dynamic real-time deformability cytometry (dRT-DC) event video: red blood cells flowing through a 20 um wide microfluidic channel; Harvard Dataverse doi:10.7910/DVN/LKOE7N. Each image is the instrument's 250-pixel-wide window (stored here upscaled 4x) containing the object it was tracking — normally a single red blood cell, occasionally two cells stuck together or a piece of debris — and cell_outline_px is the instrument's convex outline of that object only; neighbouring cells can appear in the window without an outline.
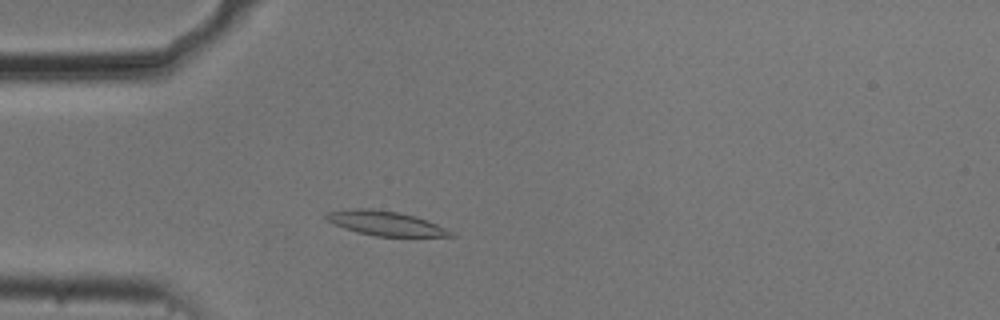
{"species": "common noctule bat (a hibernating species)", "species_latin": "Nyctalus noctula", "temperature_condition": "cold", "stored_images_in_passage": 48, "camera_frame_rate_fps": 3000, "um_per_image_px": 0.085, "animal": {"sex": "male", "body_mass_g": 20.5, "forearm_length_mm": 52.5}, "frame": {"image": 1, "passage_image": 9, "time_ms": 2.667, "image_size_px": [1000, 320], "cell_outline_px": [[456, 236], [376, 236], [344, 228], [328, 220], [324, 216], [324, 212], [352, 208], [372, 208], [400, 212], [428, 220], [456, 232]], "centroid_in_image_um": [32.8, 18.96], "position_along_channel_um": 52.2, "area_um2": 17.8}}
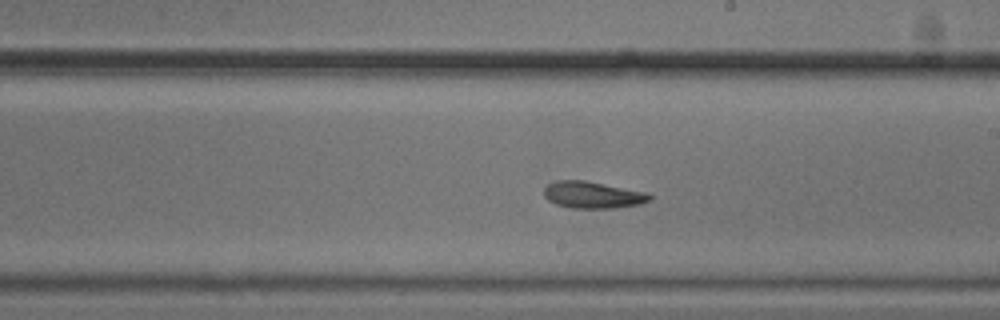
{"frame": {"image": 2, "passage_image": 25, "time_ms": 8.0, "image_size_px": [1000, 320], "cell_outline_px": [[652, 200], [640, 204], [616, 208], [568, 208], [556, 204], [548, 200], [544, 196], [544, 188], [548, 184], [556, 180], [584, 180], [648, 192], [652, 196]], "centroid_in_image_um": [50.4, 16.57], "position_along_channel_um": 238.6, "area_um2": 16.7}}
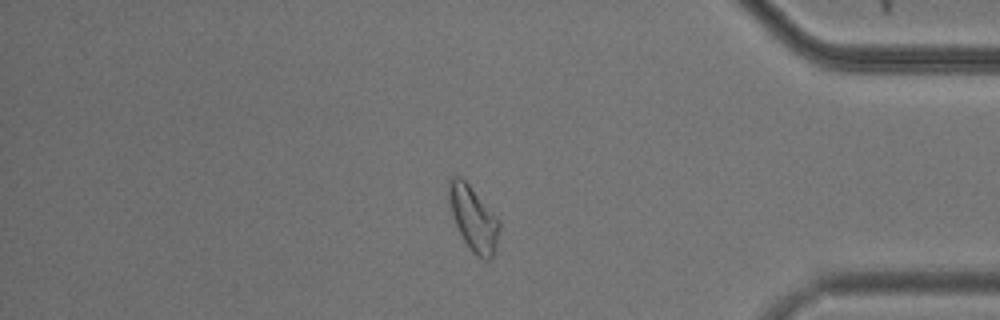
{"frame": {"image": 3, "passage_image": 40, "time_ms": 13.0, "image_size_px": [1000, 320], "cell_outline_px": [[500, 224], [496, 244], [492, 260], [484, 260], [472, 252], [464, 240], [456, 224], [448, 200], [448, 180], [452, 176], [460, 176], [468, 184], [500, 220]], "centroid_in_image_um": [40.24, 18.57], "position_along_channel_um": 395.0, "area_um2": 18.73}, "authors_computed_cell_mechanics": {"area_um2": 17.2822, "velocity_mm_per_s": 3.6756, "shape_relaxation_time_tau1_ms": 3.9487, "shape_relaxation_time_tau2_ms": 4.6056, "deformation_change_tau1": 0.1567, "deformation_change_tau2": 0.1163}}